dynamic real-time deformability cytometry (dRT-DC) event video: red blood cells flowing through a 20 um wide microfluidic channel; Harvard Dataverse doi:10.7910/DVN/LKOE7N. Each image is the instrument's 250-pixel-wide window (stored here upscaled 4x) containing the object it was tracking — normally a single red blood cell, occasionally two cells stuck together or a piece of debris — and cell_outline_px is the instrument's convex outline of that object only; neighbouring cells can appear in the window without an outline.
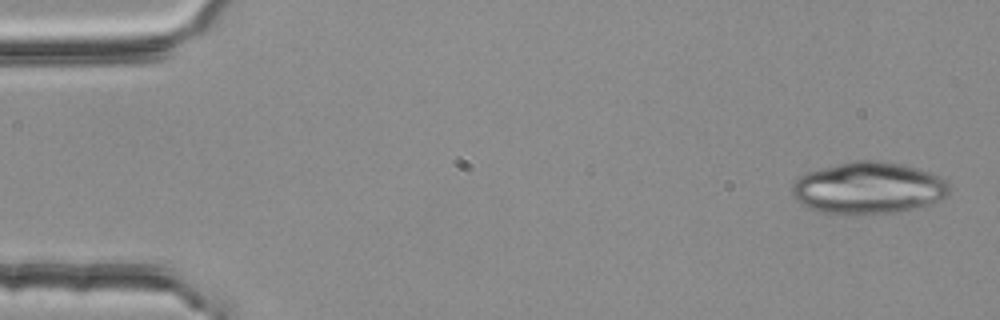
{"species": "common noctule bat (a hibernating species)", "species_latin": "Nyctalus noctula", "temperature_condition": "room temperature", "stored_images_in_passage": 5, "camera_frame_rate_fps": 3000, "um_per_image_px": 0.085, "animal": {"sex": "female", "body_mass_g": 25.1}, "frame": {"image": 1, "passage_image": 1, "time_ms": 0.0, "image_size_px": [1000, 320], "cell_outline_px": [[948, 196], [924, 208], [900, 212], [868, 216], [848, 216], [824, 212], [808, 208], [800, 204], [792, 196], [792, 184], [800, 176], [808, 172], [852, 160], [880, 160], [904, 164], [940, 176], [948, 184]], "centroid_in_image_um": [73.83, 16.02], "position_along_channel_um": 11.2, "area_um2": 48.67}}